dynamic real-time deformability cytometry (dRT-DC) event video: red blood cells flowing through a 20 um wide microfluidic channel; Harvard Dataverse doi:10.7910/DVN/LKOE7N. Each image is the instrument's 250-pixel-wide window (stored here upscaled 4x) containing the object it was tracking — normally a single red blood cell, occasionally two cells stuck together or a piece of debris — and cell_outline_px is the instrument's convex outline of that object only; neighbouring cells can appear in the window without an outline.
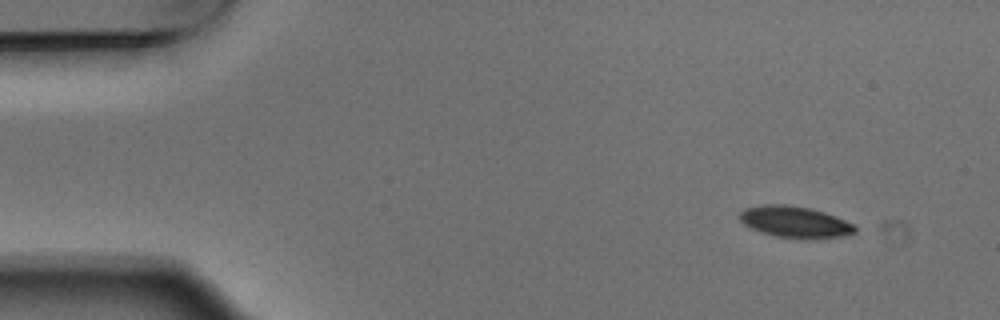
{"species": "Egyptian fruit bat (a non-hibernating species)", "species_latin": "Rousettus aegyptiacus", "temperature_condition": "warm", "stored_images_in_passage": 3, "camera_frame_rate_fps": 3000, "um_per_image_px": 0.085, "animal": {"sex": "male"}, "frame": {"image": 1, "passage_image": 1, "time_ms": 0.0, "image_size_px": [1000, 320], "cell_outline_px": [[856, 232], [844, 236], [800, 240], [772, 236], [760, 232], [744, 224], [740, 220], [740, 212], [744, 208], [764, 204], [784, 204], [812, 208], [836, 216], [852, 224], [856, 228]], "centroid_in_image_um": [67.56, 18.88], "position_along_channel_um": 17.4, "area_um2": 21.44}}
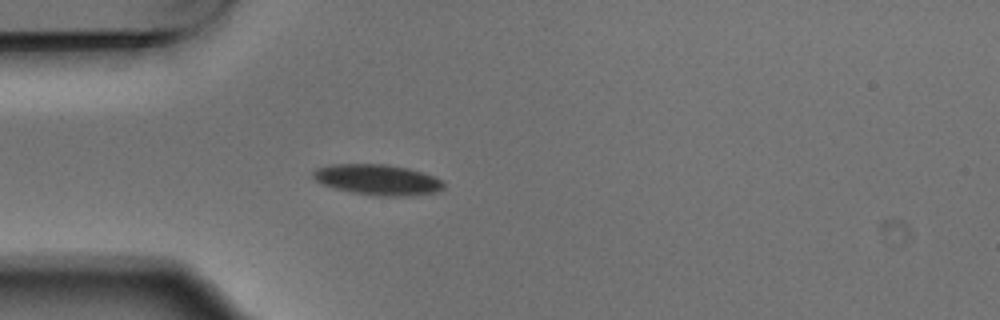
{"frame": {"image": 2, "passage_image": 3, "time_ms": 0.667, "image_size_px": [1000, 320], "cell_outline_px": [[444, 188], [436, 192], [408, 196], [376, 196], [352, 192], [320, 184], [312, 176], [312, 172], [316, 168], [328, 164], [388, 164], [408, 168], [424, 172], [436, 176], [444, 180]], "centroid_in_image_um": [32.12, 15.27], "position_along_channel_um": 52.9, "area_um2": 23.64}}